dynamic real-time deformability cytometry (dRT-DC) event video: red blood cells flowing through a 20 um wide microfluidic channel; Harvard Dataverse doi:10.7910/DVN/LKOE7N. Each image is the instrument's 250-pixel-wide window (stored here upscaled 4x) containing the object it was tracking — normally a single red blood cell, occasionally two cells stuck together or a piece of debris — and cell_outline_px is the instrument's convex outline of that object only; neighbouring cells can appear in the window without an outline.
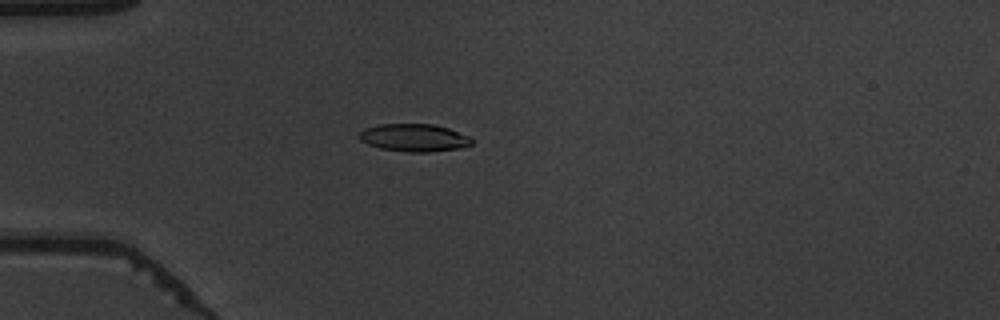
{"species": "common noctule bat (a hibernating species)", "species_latin": "Nyctalus noctula", "temperature_condition": "warm", "stored_images_in_passage": 53, "camera_frame_rate_fps": 3000, "um_per_image_px": 0.085, "animal": {"sex": "male", "body_mass_g": 19.5, "forearm_length_mm": 54.6}, "frame": {"image": 1, "passage_image": 15, "time_ms": 4.667, "image_size_px": [1000, 320], "cell_outline_px": [[472, 144], [460, 148], [428, 152], [408, 152], [380, 148], [368, 144], [360, 140], [360, 132], [364, 128], [380, 124], [432, 124], [448, 128], [468, 136], [472, 140]], "centroid_in_image_um": [35.19, 11.7], "position_along_channel_um": 49.8, "area_um2": 17.98}}
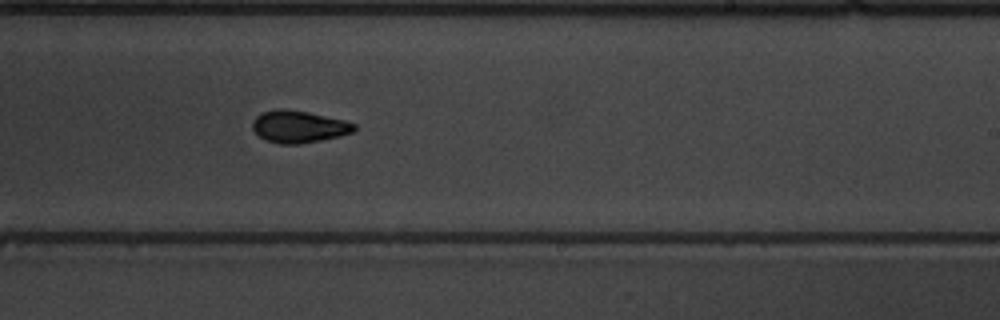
{"frame": {"image": 2, "passage_image": 33, "time_ms": 10.667, "image_size_px": [1000, 320], "cell_outline_px": [[356, 128], [352, 132], [340, 136], [300, 144], [280, 144], [264, 140], [252, 128], [252, 120], [256, 116], [264, 112], [276, 108], [284, 108], [308, 112], [344, 120], [356, 124]], "centroid_in_image_um": [25.37, 10.76], "position_along_channel_um": 263.6, "area_um2": 19.07}}
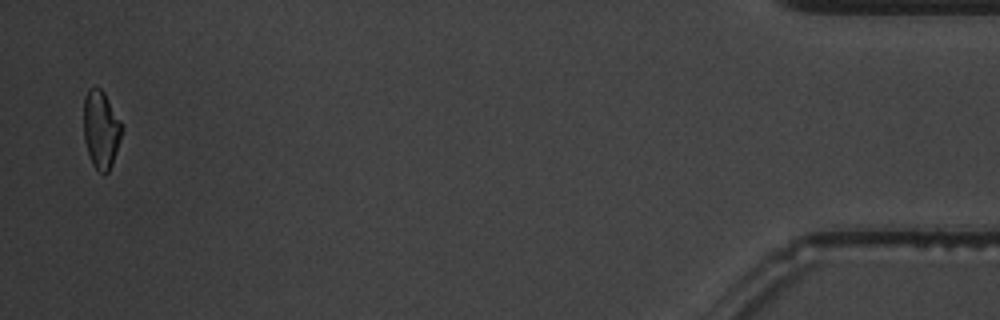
{"frame": {"image": 3, "passage_image": 52, "time_ms": 17.0, "image_size_px": [1000, 320], "cell_outline_px": [[124, 128], [112, 164], [108, 172], [104, 176], [92, 164], [84, 140], [84, 96], [88, 88], [100, 88], [104, 92], [120, 120]], "centroid_in_image_um": [8.59, 11.01], "position_along_channel_um": 426.6, "area_um2": 17.34}, "authors_computed_cell_mechanics": {"area_um2": 18.207, "velocity_mm_per_s": 3.858, "shape_relaxation_time_tau1_ms": 3.7331, "shape_relaxation_time_tau2_ms": 2.4528, "deformation_change_tau1": 0.1433, "deformation_change_tau2": 0.0796}}